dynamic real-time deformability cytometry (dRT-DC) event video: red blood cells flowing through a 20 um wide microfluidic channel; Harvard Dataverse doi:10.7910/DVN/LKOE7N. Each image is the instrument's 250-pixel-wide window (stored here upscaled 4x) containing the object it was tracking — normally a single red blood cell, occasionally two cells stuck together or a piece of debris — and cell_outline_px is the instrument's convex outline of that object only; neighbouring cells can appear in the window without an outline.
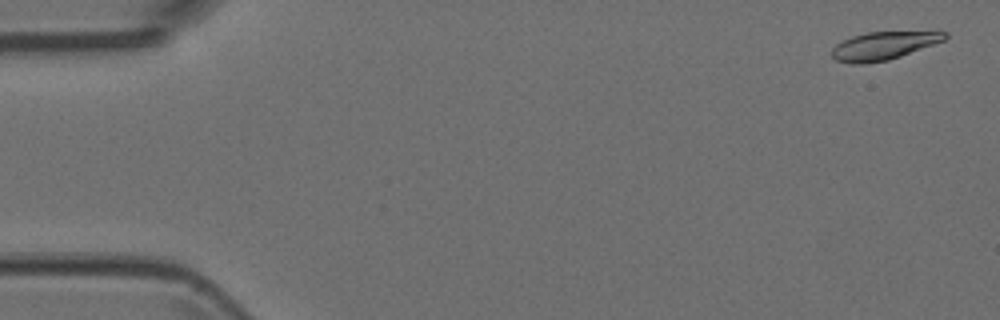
{"species": "Egyptian fruit bat (a non-hibernating species)", "species_latin": "Rousettus aegyptiacus", "temperature_condition": "room temperature", "stored_images_in_passage": 5, "camera_frame_rate_fps": 3000, "um_per_image_px": 0.085, "animal": {"sex": "female"}, "frame": {"image": 1, "passage_image": 1, "time_ms": 0.0, "image_size_px": [1000, 320], "cell_outline_px": [[948, 36], [944, 40], [900, 56], [888, 60], [860, 64], [852, 64], [836, 60], [832, 56], [832, 48], [836, 44], [852, 36], [868, 32], [936, 28], [948, 32]], "centroid_in_image_um": [75.23, 3.81], "position_along_channel_um": 9.8, "area_um2": 19.25}}
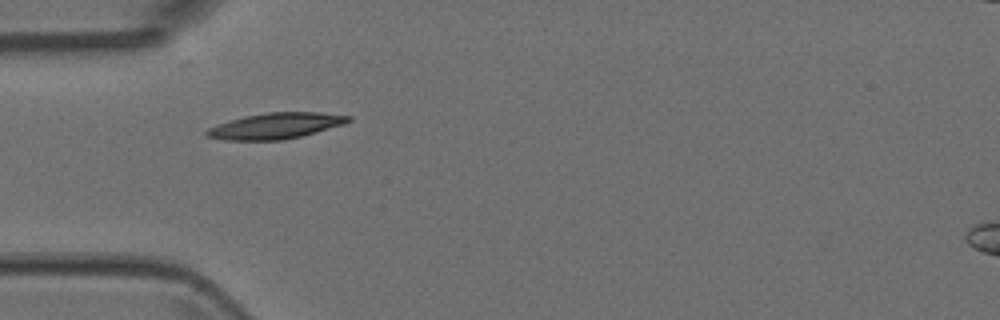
{"frame": {"image": 2, "passage_image": 5, "time_ms": 1.333, "image_size_px": [1000, 320], "cell_outline_px": [[352, 120], [344, 124], [300, 136], [284, 140], [224, 140], [204, 136], [204, 132], [208, 128], [244, 116], [268, 112], [320, 112], [352, 116]], "centroid_in_image_um": [23.43, 10.69], "position_along_channel_um": 61.6, "area_um2": 21.27}}